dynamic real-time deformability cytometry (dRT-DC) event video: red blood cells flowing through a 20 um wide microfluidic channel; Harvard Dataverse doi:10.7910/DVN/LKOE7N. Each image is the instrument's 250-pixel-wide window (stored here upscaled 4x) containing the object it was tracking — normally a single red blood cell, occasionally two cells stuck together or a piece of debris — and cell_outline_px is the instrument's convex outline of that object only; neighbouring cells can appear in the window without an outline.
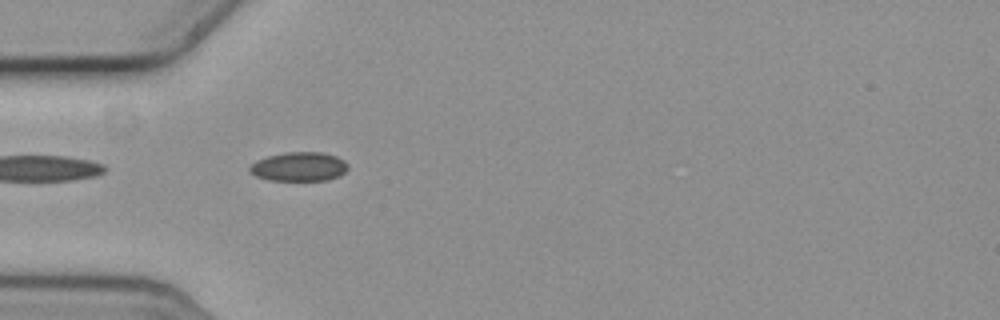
{"species": "common noctule bat (a hibernating species)", "species_latin": "Nyctalus noctula", "temperature_condition": "cold", "stored_images_in_passage": 15, "camera_frame_rate_fps": 3000, "um_per_image_px": 0.085, "animal": {"sex": "female", "body_mass_g": 19.3, "forearm_length_mm": 54.1}, "frame": {"image": 1, "passage_image": 1, "time_ms": 0.0, "image_size_px": [1000, 320], "cell_outline_px": [[348, 168], [344, 172], [328, 180], [268, 180], [256, 176], [248, 172], [248, 168], [256, 160], [268, 156], [284, 152], [324, 152], [336, 156], [344, 160], [348, 164]], "centroid_in_image_um": [25.39, 14.15], "position_along_channel_um": 59.6, "area_um2": 16.7}}
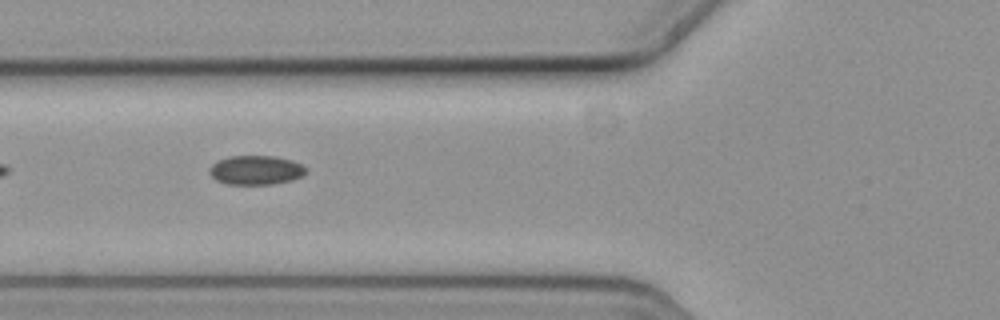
{"frame": {"image": 2, "passage_image": 5, "time_ms": 1.333, "image_size_px": [1000, 320], "cell_outline_px": [[308, 172], [292, 180], [272, 184], [224, 184], [216, 180], [208, 172], [208, 168], [216, 160], [228, 156], [276, 156], [292, 160], [308, 168]], "centroid_in_image_um": [21.72, 14.45], "position_along_channel_um": 104.1, "area_um2": 16.65}}
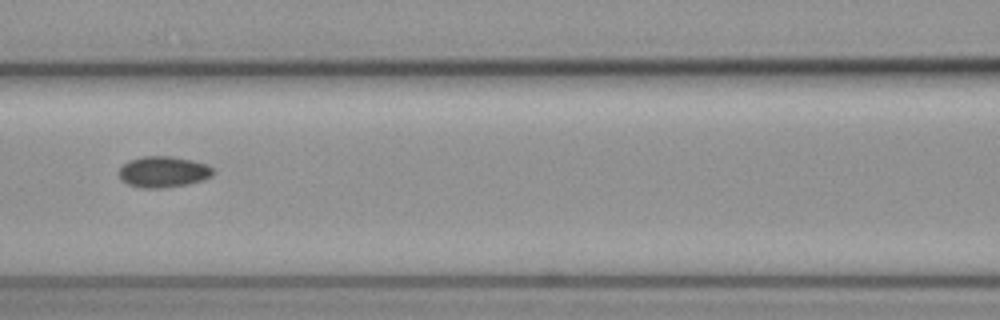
{"frame": {"image": 3, "passage_image": 9, "time_ms": 2.667, "image_size_px": [1000, 320], "cell_outline_px": [[216, 172], [212, 176], [204, 180], [188, 184], [160, 188], [140, 188], [128, 184], [120, 180], [120, 168], [128, 160], [140, 156], [172, 156], [192, 160], [208, 164]], "centroid_in_image_um": [13.9, 14.6], "position_along_channel_um": 152.7, "area_um2": 17.28}}